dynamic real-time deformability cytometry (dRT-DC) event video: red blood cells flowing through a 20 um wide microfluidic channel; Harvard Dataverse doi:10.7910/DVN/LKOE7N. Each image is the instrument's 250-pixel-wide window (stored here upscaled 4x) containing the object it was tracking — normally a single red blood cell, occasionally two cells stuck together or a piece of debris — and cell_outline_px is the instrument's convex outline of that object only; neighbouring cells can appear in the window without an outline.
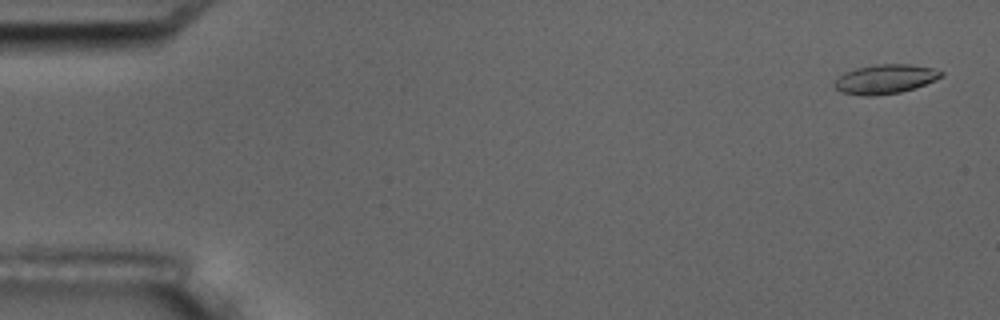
{"species": "common noctule bat (a hibernating species)", "species_latin": "Nyctalus noctula", "temperature_condition": "room temperature", "stored_images_in_passage": 4, "camera_frame_rate_fps": 3000, "um_per_image_px": 0.085, "animal": {"sex": "male", "body_mass_g": 17.5, "forearm_length_mm": 52.3}, "frame": {"image": 1, "passage_image": 1, "time_ms": 0.0, "image_size_px": [1000, 320], "cell_outline_px": [[944, 76], [916, 88], [900, 92], [872, 96], [868, 96], [840, 92], [832, 84], [844, 72], [856, 68], [876, 64], [908, 64], [932, 68], [944, 72]], "centroid_in_image_um": [75.25, 6.72], "position_along_channel_um": 9.8, "area_um2": 18.21}}